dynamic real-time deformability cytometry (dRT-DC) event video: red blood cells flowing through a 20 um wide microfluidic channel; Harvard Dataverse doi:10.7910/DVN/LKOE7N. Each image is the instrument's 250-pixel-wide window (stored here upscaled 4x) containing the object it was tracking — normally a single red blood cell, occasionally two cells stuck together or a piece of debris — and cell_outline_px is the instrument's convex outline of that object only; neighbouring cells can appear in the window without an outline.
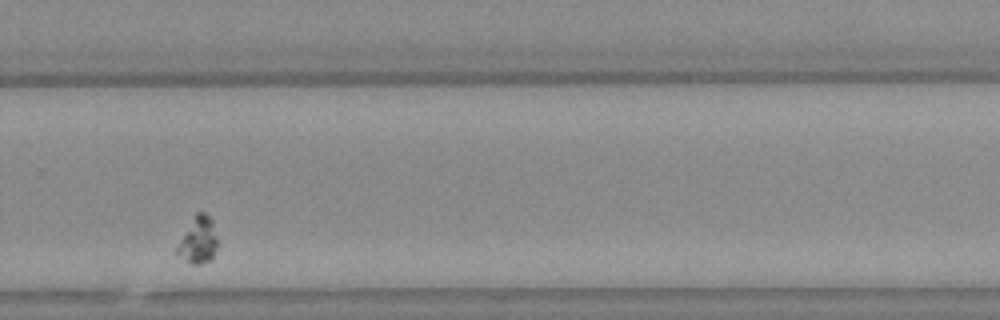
{"species": "Egyptian fruit bat (a non-hibernating species)", "species_latin": "Rousettus aegyptiacus", "temperature_condition": "warm", "stored_images_in_passage": 31, "camera_frame_rate_fps": 3000, "um_per_image_px": 0.085, "animal": {"sex": "female"}, "frame": {"image": 1, "passage_image": 26, "time_ms": 8.333, "image_size_px": [1000, 320], "cell_outline_px": [[216, 248], [212, 256], [208, 260], [200, 264], [192, 264], [176, 252], [176, 248], [196, 212], [204, 212], [212, 220], [216, 240]], "centroid_in_image_um": [16.84, 20.4], "position_along_channel_um": 313.0, "area_um2": 10.35}}